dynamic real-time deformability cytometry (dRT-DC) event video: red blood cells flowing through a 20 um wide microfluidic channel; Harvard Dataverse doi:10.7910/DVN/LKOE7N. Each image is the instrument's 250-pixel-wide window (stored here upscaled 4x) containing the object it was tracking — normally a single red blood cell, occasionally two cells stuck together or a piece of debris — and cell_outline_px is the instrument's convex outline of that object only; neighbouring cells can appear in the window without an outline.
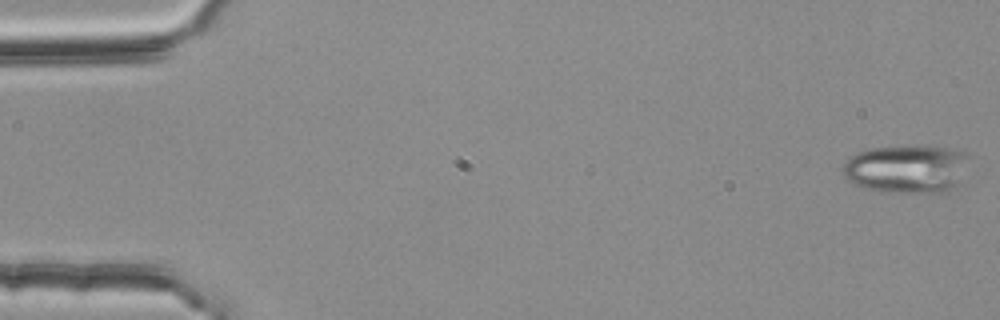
{"species": "common noctule bat (a hibernating species)", "species_latin": "Nyctalus noctula", "temperature_condition": "room temperature", "stored_images_in_passage": 54, "camera_frame_rate_fps": 3000, "um_per_image_px": 0.085, "animal": {"sex": "female", "body_mass_g": 25.1}, "frame": {"image": 1, "passage_image": 1, "time_ms": 0.0, "image_size_px": [1000, 320], "cell_outline_px": [[976, 156], [964, 184], [948, 192], [900, 192], [860, 188], [848, 180], [844, 176], [844, 164], [848, 156], [856, 152], [868, 148], [952, 148]], "centroid_in_image_um": [77.25, 14.38], "position_along_channel_um": 7.7, "area_um2": 36.36}}
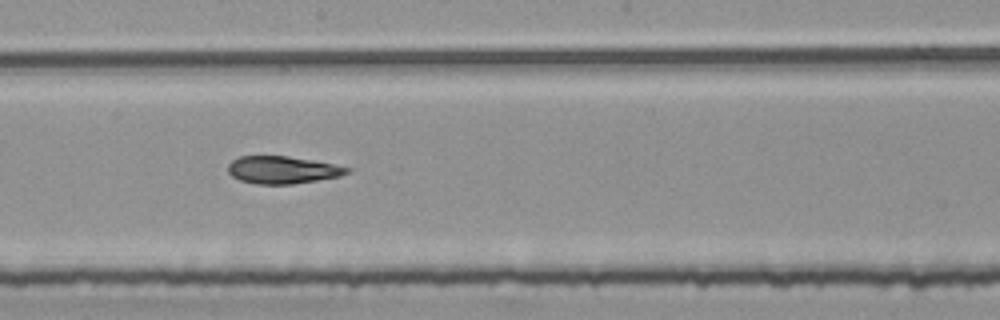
{"frame": {"image": 2, "passage_image": 30, "time_ms": 9.667, "image_size_px": [1000, 320], "cell_outline_px": [[352, 172], [340, 176], [292, 184], [256, 184], [240, 180], [232, 176], [228, 172], [228, 164], [232, 160], [240, 156], [288, 156], [336, 164], [352, 168]], "centroid_in_image_um": [24.04, 14.44], "position_along_channel_um": 224.2, "area_um2": 19.13}}
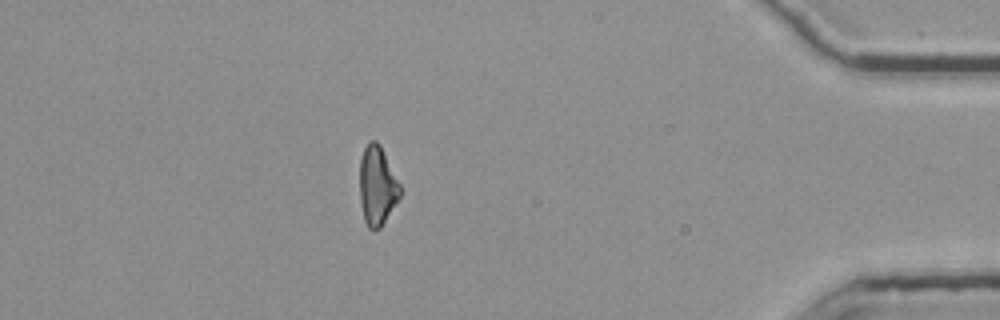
{"frame": {"image": 3, "passage_image": 48, "time_ms": 15.667, "image_size_px": [1000, 320], "cell_outline_px": [[404, 192], [380, 228], [368, 228], [364, 220], [360, 200], [360, 160], [364, 148], [368, 140], [376, 140], [380, 144]], "centroid_in_image_um": [32.08, 15.77], "position_along_channel_um": 403.1, "area_um2": 18.79}, "authors_computed_cell_mechanics": {"area_um2": 19.7965, "velocity_mm_per_s": 3.7792, "shape_relaxation_time_tau1_ms": 5.3813, "shape_relaxation_time_tau2_ms": 3.881, "deformation_change_tau1": 0.1556, "deformation_change_tau2": 0.1306}}